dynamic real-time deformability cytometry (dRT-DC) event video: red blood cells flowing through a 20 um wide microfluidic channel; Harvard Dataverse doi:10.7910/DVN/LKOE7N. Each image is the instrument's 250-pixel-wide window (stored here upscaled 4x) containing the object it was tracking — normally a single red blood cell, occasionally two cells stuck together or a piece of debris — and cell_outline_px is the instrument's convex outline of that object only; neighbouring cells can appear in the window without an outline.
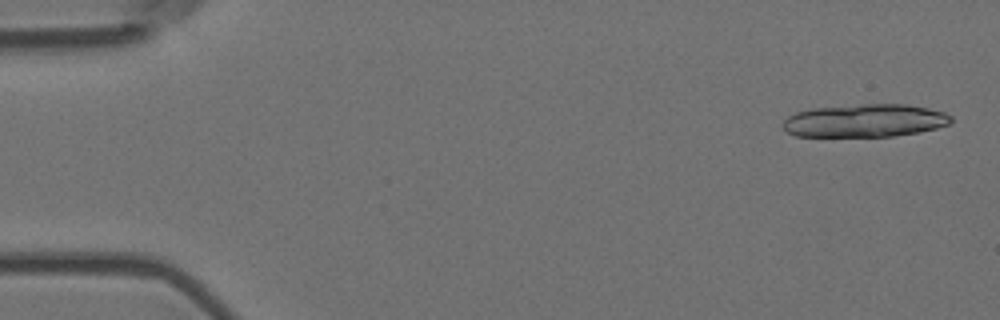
{"species": "Egyptian fruit bat (a non-hibernating species)", "species_latin": "Rousettus aegyptiacus", "temperature_condition": "room temperature", "stored_images_in_passage": 19, "camera_frame_rate_fps": 3000, "um_per_image_px": 0.085, "animal": {"sex": "female"}, "frame": {"image": 1, "passage_image": 2, "time_ms": 0.333, "image_size_px": [1000, 320], "cell_outline_px": [[952, 120], [948, 124], [936, 128], [920, 132], [892, 136], [796, 136], [788, 132], [780, 124], [788, 116], [796, 112], [812, 108], [868, 104], [904, 104], [928, 108], [944, 112], [952, 116]], "centroid_in_image_um": [73.51, 10.25], "position_along_channel_um": 11.5, "area_um2": 32.19}}